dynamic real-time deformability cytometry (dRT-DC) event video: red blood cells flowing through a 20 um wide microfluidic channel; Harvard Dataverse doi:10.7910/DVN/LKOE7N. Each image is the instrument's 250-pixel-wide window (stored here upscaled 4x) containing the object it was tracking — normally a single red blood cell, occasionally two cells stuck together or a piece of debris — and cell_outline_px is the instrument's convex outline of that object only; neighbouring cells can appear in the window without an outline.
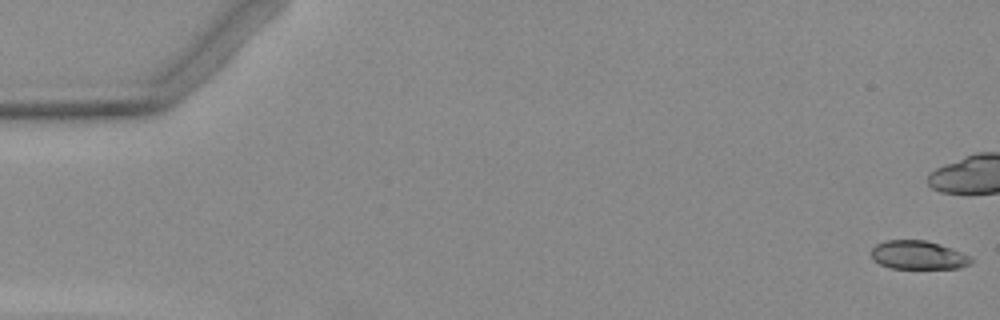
{"species": "Egyptian fruit bat (a non-hibernating species)", "species_latin": "Rousettus aegyptiacus", "temperature_condition": "warm", "stored_images_in_passage": 6, "camera_frame_rate_fps": 3000, "um_per_image_px": 0.085, "animal": {"sex": "female"}, "frame": {"image": 1, "passage_image": 1, "time_ms": 0.0, "image_size_px": [1000, 320], "cell_outline_px": [[972, 264], [960, 268], [892, 268], [880, 264], [872, 260], [868, 252], [876, 244], [884, 240], [924, 240], [940, 244], [952, 248], [972, 256]], "centroid_in_image_um": [78.03, 21.68], "position_along_channel_um": 7.0, "area_um2": 16.94}}